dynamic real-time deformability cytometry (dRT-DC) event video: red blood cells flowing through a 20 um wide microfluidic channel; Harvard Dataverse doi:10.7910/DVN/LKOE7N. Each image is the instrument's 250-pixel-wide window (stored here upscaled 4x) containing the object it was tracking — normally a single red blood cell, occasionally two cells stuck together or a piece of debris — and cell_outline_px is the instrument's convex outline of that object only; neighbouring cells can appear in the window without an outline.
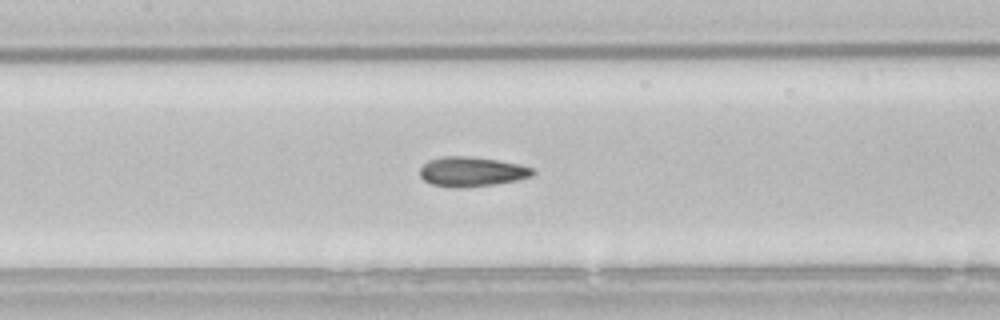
{"species": "common noctule bat (a hibernating species)", "species_latin": "Nyctalus noctula", "temperature_condition": "room temperature", "stored_images_in_passage": 42, "camera_frame_rate_fps": 3000, "um_per_image_px": 0.085, "animal": {"sex": "male", "body_mass_g": 21.5, "forearm_length_mm": 52.0}, "frame": {"image": 1, "passage_image": 24, "time_ms": 7.667, "image_size_px": [1000, 320], "cell_outline_px": [[536, 172], [532, 176], [516, 180], [496, 184], [468, 188], [452, 188], [432, 184], [424, 180], [420, 176], [420, 168], [428, 160], [444, 156], [464, 156], [496, 160], [520, 164], [536, 168]], "centroid_in_image_um": [40.12, 14.6], "position_along_channel_um": 167.3, "area_um2": 19.71}, "authors_computed_cell_mechanics": {"area_um2": 19.5075, "velocity_mm_per_s": 3.8128, "shape_relaxation_time_tau1_ms": 9.7062, "shape_relaxation_time_tau2_ms": 1.8923, "deformation_change_tau1": 0.1942, "deformation_change_tau2": 0.0737}}